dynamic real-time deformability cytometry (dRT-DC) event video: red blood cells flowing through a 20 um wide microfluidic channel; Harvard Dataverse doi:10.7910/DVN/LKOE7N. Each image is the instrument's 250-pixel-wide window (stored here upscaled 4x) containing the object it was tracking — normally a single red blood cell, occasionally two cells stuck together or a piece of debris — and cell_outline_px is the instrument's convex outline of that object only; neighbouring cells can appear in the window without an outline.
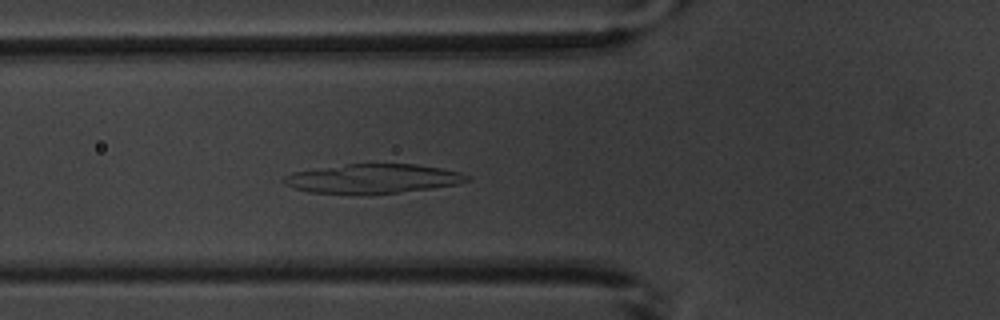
{"species": "common noctule bat (a hibernating species)", "species_latin": "Nyctalus noctula", "temperature_condition": "warm", "stored_images_in_passage": 5, "camera_frame_rate_fps": 3000, "um_per_image_px": 0.085, "animal": {"sex": "male", "body_mass_g": 20.1, "forearm_length_mm": 53.5}, "frame": {"image": 1, "passage_image": 5, "time_ms": 4.333, "image_size_px": [1000, 320], "cell_outline_px": [[472, 180], [456, 184], [432, 188], [400, 192], [308, 192], [284, 184], [284, 176], [292, 172], [348, 164], [416, 164], [444, 168], [460, 172], [468, 176]], "centroid_in_image_um": [31.76, 15.15], "position_along_channel_um": 94.0, "area_um2": 30.4}}